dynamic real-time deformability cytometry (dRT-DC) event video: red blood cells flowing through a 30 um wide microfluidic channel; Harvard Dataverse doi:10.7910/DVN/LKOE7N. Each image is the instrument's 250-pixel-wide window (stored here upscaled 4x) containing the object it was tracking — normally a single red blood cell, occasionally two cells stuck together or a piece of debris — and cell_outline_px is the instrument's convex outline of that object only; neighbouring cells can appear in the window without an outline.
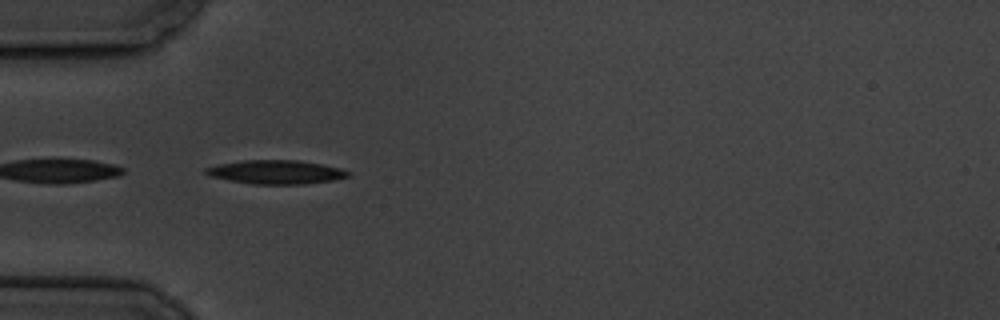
{"species": "common noctule bat (a hibernating species)", "species_latin": "Nyctalus noctula", "temperature_condition": "cold", "stored_images_in_passage": 26, "camera_frame_rate_fps": 3000, "um_per_image_px": 0.085, "animal": {"sex": "male", "body_mass_g": 19.5, "forearm_length_mm": 54.6}, "frame": {"image": 1, "passage_image": 1, "time_ms": 0.0, "image_size_px": [1000, 320], "cell_outline_px": [[352, 176], [332, 180], [304, 184], [252, 184], [228, 180], [208, 176], [204, 172], [204, 168], [216, 164], [240, 160], [300, 160], [324, 164], [340, 168], [352, 172]], "centroid_in_image_um": [23.45, 14.61], "position_along_channel_um": 61.5, "area_um2": 20.11}}
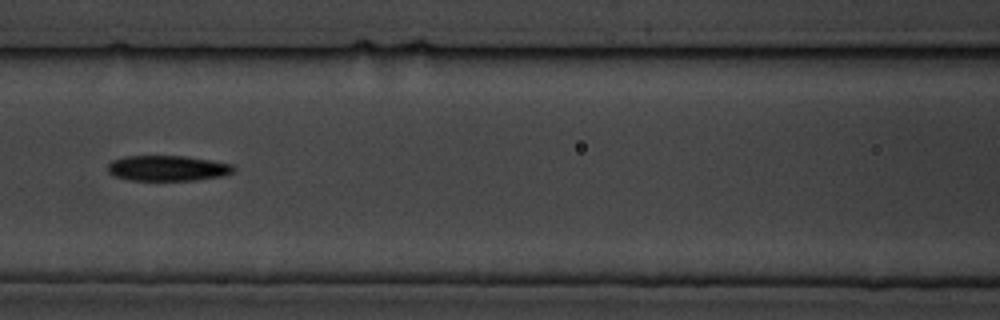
{"frame": {"image": 2, "passage_image": 9, "time_ms": 2.667, "image_size_px": [1000, 320], "cell_outline_px": [[236, 168], [232, 172], [220, 176], [196, 180], [132, 180], [112, 176], [108, 172], [108, 164], [112, 160], [124, 156], [184, 156], [232, 164]], "centroid_in_image_um": [14.2, 14.3], "position_along_channel_um": 152.4, "area_um2": 18.55}}
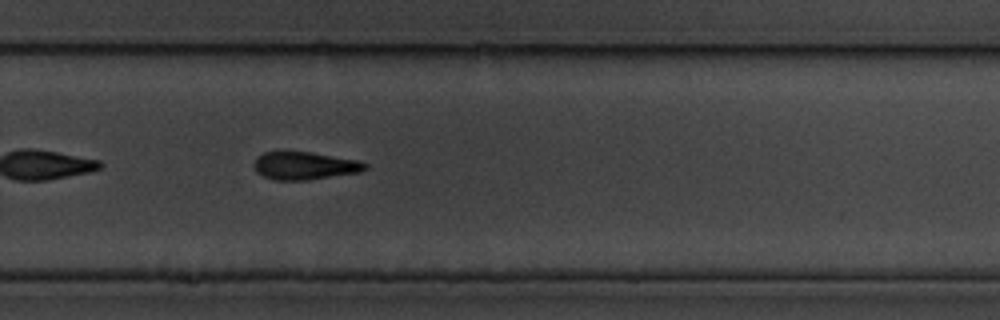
{"frame": {"image": 3, "passage_image": 22, "time_ms": 7.0, "image_size_px": [1000, 320], "cell_outline_px": [[368, 168], [360, 172], [308, 180], [276, 180], [264, 176], [256, 172], [252, 164], [256, 156], [264, 152], [312, 152], [360, 160], [368, 164]], "centroid_in_image_um": [25.9, 14.08], "position_along_channel_um": 303.9, "area_um2": 18.21}}